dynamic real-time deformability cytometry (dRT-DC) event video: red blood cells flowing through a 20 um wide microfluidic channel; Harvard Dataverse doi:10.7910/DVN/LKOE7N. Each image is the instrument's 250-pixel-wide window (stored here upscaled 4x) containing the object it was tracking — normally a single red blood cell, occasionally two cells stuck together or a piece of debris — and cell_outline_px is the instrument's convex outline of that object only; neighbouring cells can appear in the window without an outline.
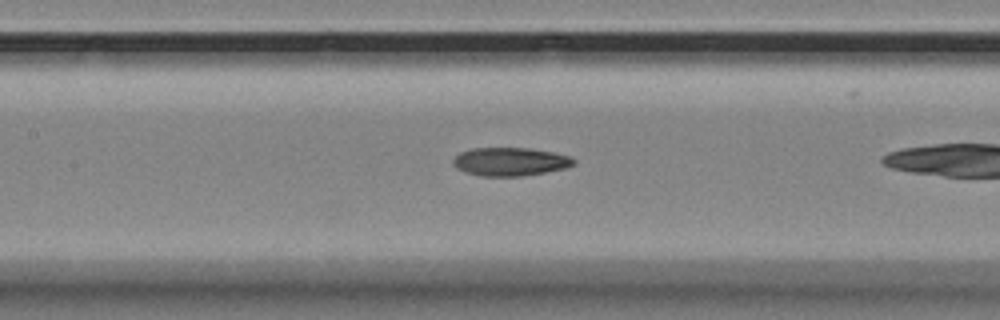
{"species": "Egyptian fruit bat (a non-hibernating species)", "species_latin": "Rousettus aegyptiacus", "temperature_condition": "room temperature", "stored_images_in_passage": 28, "camera_frame_rate_fps": 3000, "um_per_image_px": 0.085, "animal": {"sex": "female"}, "frame": {"image": 1, "passage_image": 10, "time_ms": 3.0, "image_size_px": [1000, 320], "cell_outline_px": [[576, 164], [568, 168], [520, 176], [480, 176], [464, 172], [456, 168], [452, 164], [452, 160], [460, 152], [472, 148], [528, 148], [556, 152], [568, 156], [576, 160]], "centroid_in_image_um": [43.37, 13.74], "position_along_channel_um": 164.0, "area_um2": 20.11}}
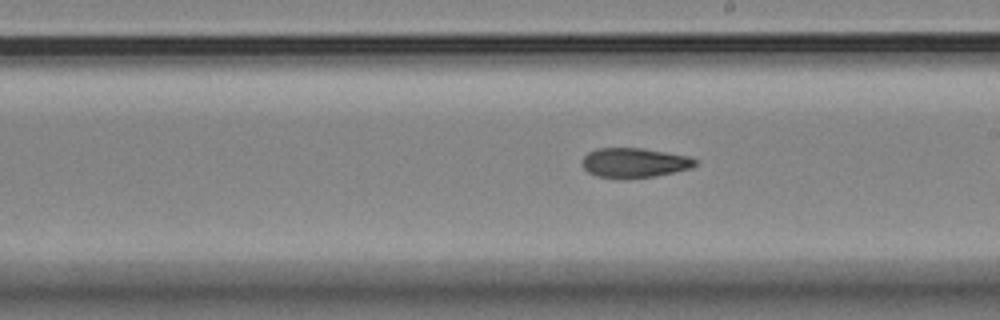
{"frame": {"image": 2, "passage_image": 16, "time_ms": 5.0, "image_size_px": [1000, 320], "cell_outline_px": [[696, 164], [692, 168], [652, 176], [624, 180], [620, 180], [596, 176], [588, 172], [580, 164], [584, 156], [588, 152], [596, 148], [640, 148], [688, 156], [696, 160]], "centroid_in_image_um": [53.84, 13.85], "position_along_channel_um": 235.2, "area_um2": 19.71}}
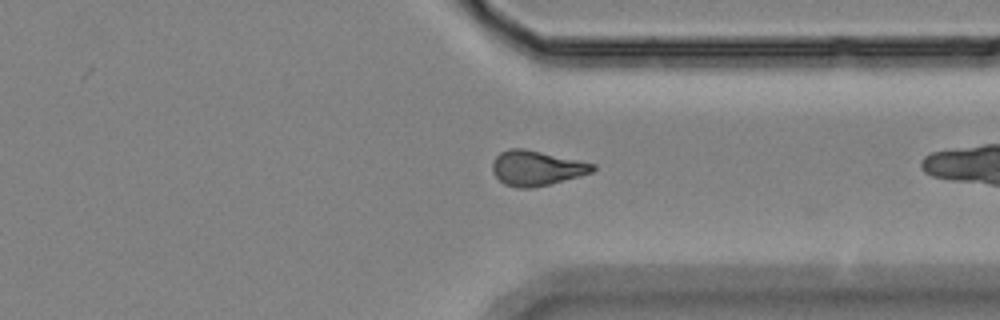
{"frame": {"image": 3, "passage_image": 27, "time_ms": 8.667, "image_size_px": [1000, 320], "cell_outline_px": [[596, 168], [592, 172], [580, 176], [532, 188], [520, 188], [504, 184], [492, 172], [492, 164], [496, 156], [500, 152], [508, 148], [524, 148], [596, 164]], "centroid_in_image_um": [45.59, 14.28], "position_along_channel_um": 365.8, "area_um2": 20.35}}